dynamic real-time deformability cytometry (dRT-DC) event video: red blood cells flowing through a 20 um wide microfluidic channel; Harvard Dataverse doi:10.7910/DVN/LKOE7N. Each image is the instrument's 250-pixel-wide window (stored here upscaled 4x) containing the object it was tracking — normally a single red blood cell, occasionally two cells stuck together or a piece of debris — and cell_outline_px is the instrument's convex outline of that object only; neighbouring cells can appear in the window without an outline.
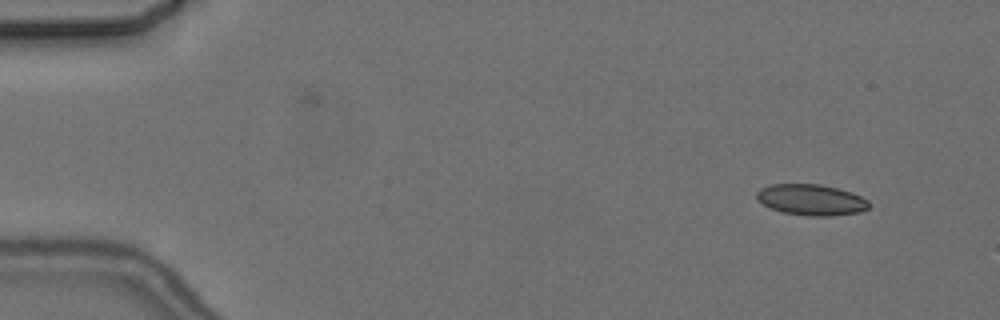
{"species": "common noctule bat (a hibernating species)", "species_latin": "Nyctalus noctula", "temperature_condition": "cold", "stored_images_in_passage": 14, "camera_frame_rate_fps": 3000, "um_per_image_px": 0.085, "animal": {"sex": "female", "body_mass_g": 24.6, "forearm_length_mm": 56.2}, "frame": {"image": 1, "passage_image": 1, "time_ms": 0.0, "image_size_px": [1000, 320], "cell_outline_px": [[872, 204], [868, 208], [860, 212], [828, 216], [808, 216], [784, 212], [772, 208], [756, 200], [756, 192], [760, 188], [772, 184], [820, 184], [852, 192], [868, 200]], "centroid_in_image_um": [68.96, 16.98], "position_along_channel_um": 16.0, "area_um2": 20.29}}
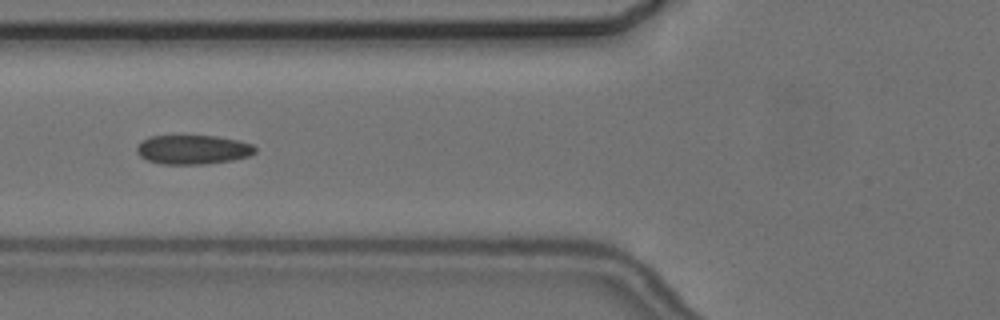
{"frame": {"image": 2, "passage_image": 5, "time_ms": 5.667, "image_size_px": [1000, 320], "cell_outline_px": [[256, 152], [252, 156], [232, 160], [200, 164], [160, 164], [148, 160], [140, 156], [136, 152], [136, 148], [148, 136], [216, 136], [236, 140], [252, 144], [256, 148]], "centroid_in_image_um": [16.41, 12.72], "position_along_channel_um": 109.4, "area_um2": 20.06}}
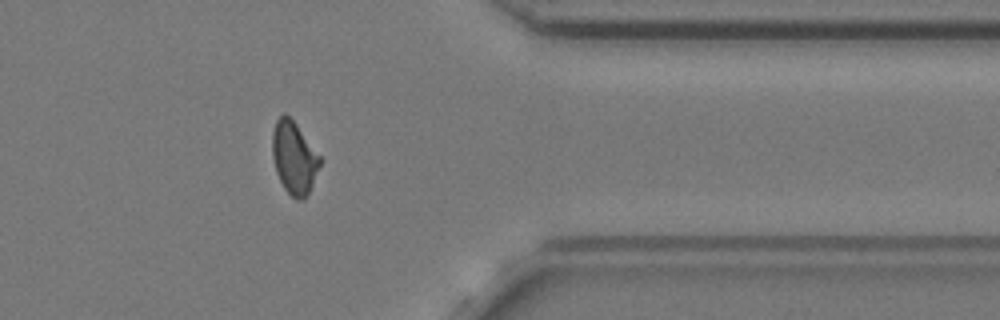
{"frame": {"image": 3, "passage_image": 12, "time_ms": 13.667, "image_size_px": [1000, 320], "cell_outline_px": [[324, 160], [304, 200], [296, 200], [284, 188], [276, 172], [272, 156], [272, 132], [276, 120], [284, 112], [296, 124]], "centroid_in_image_um": [25.01, 13.41], "position_along_channel_um": 386.4, "area_um2": 20.23}, "authors_computed_cell_mechanics": {"area_um2": 20.23, "velocity_mm_per_s": 3.638, "shape_relaxation_time_tau1_ms": 9.3549, "shape_relaxation_time_tau2_ms": 1.69, "deformation_change_tau1": 0.1635, "deformation_change_tau2": 0.0507}}